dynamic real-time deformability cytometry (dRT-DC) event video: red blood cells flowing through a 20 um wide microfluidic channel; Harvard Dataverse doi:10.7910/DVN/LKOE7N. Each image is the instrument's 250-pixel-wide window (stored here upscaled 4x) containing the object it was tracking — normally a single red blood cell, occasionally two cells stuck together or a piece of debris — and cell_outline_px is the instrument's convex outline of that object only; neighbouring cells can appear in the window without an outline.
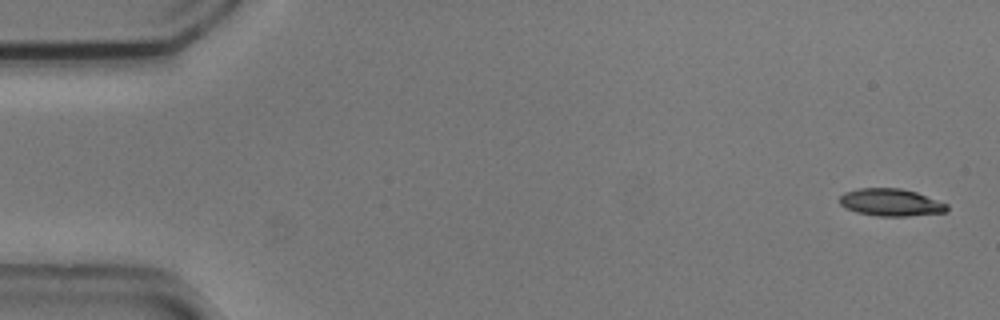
{"species": "common noctule bat (a hibernating species)", "species_latin": "Nyctalus noctula", "temperature_condition": "cold", "stored_images_in_passage": 53, "camera_frame_rate_fps": 3000, "um_per_image_px": 0.085, "animal": {"sex": "male", "body_mass_g": 20.5, "forearm_length_mm": 52.5}, "frame": {"image": 1, "passage_image": 1, "time_ms": 0.0, "image_size_px": [1000, 320], "cell_outline_px": [[948, 212], [908, 216], [880, 216], [856, 212], [844, 208], [840, 204], [840, 196], [844, 192], [860, 188], [900, 188], [916, 192], [948, 204]], "centroid_in_image_um": [75.72, 17.21], "position_along_channel_um": 9.3, "area_um2": 17.17}}
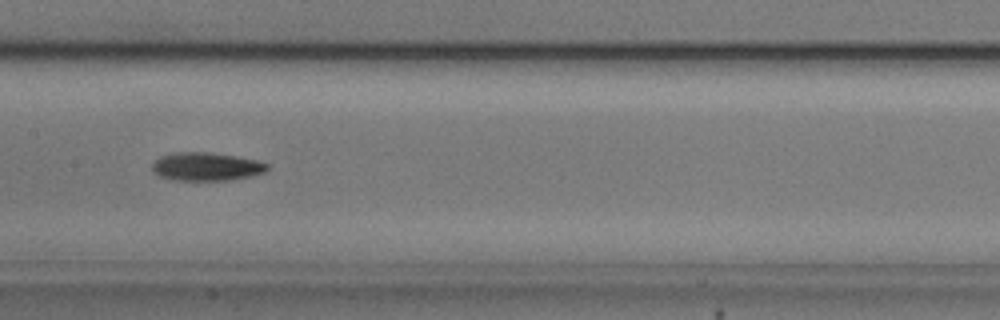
{"frame": {"image": 2, "passage_image": 26, "time_ms": 8.333, "image_size_px": [1000, 320], "cell_outline_px": [[268, 168], [264, 172], [252, 176], [228, 180], [168, 180], [152, 172], [152, 164], [160, 156], [176, 152], [208, 152], [236, 156], [256, 160], [268, 164]], "centroid_in_image_um": [17.5, 14.16], "position_along_channel_um": 189.9, "area_um2": 19.02}}
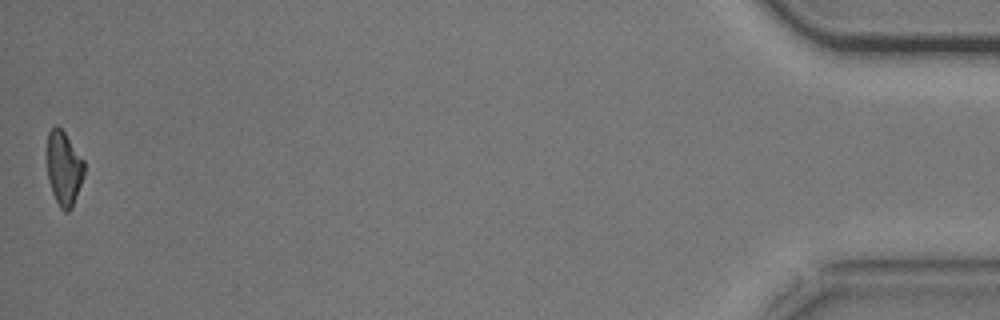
{"frame": {"image": 3, "passage_image": 53, "time_ms": 17.333, "image_size_px": [1000, 320], "cell_outline_px": [[84, 176], [72, 208], [68, 212], [64, 212], [60, 208], [52, 192], [48, 180], [48, 132], [56, 124], [64, 132], [84, 160]], "centroid_in_image_um": [5.44, 14.33], "position_along_channel_um": 429.8, "area_um2": 15.95}, "authors_computed_cell_mechanics": {"area_um2": 17.918, "velocity_mm_per_s": 3.7307, "shape_relaxation_time_tau1_ms": 3.9062, "shape_relaxation_time_tau2_ms": null, "deformation_change_tau1": 0.1418, "deformation_change_tau2": null}}